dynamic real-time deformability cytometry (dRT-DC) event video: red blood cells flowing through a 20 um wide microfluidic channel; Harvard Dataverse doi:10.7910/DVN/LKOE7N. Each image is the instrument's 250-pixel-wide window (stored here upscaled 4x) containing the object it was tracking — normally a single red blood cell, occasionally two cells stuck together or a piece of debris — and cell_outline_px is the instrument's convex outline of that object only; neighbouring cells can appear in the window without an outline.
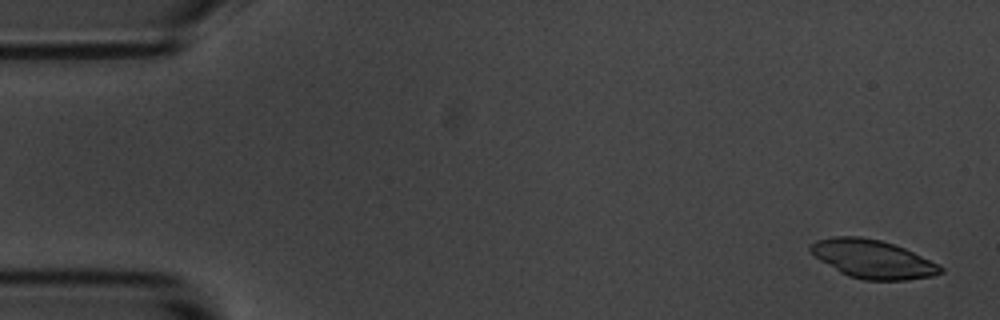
{"species": "common noctule bat (a hibernating species)", "species_latin": "Nyctalus noctula", "temperature_condition": "room temperature", "stored_images_in_passage": 5, "camera_frame_rate_fps": 3000, "um_per_image_px": 0.085, "animal": {"sex": "male", "body_mass_g": 20.1, "forearm_length_mm": 53.5}, "frame": {"image": 1, "passage_image": 1, "time_ms": 0.0, "image_size_px": [1000, 320], "cell_outline_px": [[944, 272], [932, 276], [908, 280], [864, 280], [848, 276], [840, 272], [820, 260], [808, 252], [808, 248], [816, 240], [832, 236], [860, 236], [880, 240], [904, 248], [940, 264], [944, 268]], "centroid_in_image_um": [74.18, 22.02], "position_along_channel_um": 10.8, "area_um2": 29.25}}